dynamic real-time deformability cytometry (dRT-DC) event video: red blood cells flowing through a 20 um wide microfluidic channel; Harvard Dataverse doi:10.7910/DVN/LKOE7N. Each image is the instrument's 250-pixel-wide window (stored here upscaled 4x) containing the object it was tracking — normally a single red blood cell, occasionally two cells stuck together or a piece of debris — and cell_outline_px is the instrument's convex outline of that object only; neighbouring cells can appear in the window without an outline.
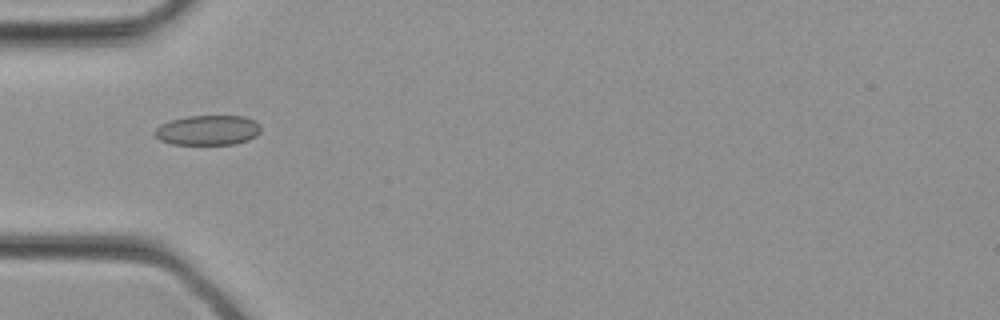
{"species": "common noctule bat (a hibernating species)", "species_latin": "Nyctalus noctula", "temperature_condition": "cold", "stored_images_in_passage": 27, "camera_frame_rate_fps": 3000, "um_per_image_px": 0.085, "animal": {"sex": "female", "body_mass_g": 21.9}, "frame": {"image": 1, "passage_image": 5, "time_ms": 1.333, "image_size_px": [1000, 320], "cell_outline_px": [[260, 132], [256, 136], [248, 140], [236, 144], [172, 144], [160, 140], [152, 132], [160, 124], [172, 120], [188, 116], [244, 116], [260, 124]], "centroid_in_image_um": [17.66, 11.07], "position_along_channel_um": 67.3, "area_um2": 18.5}}
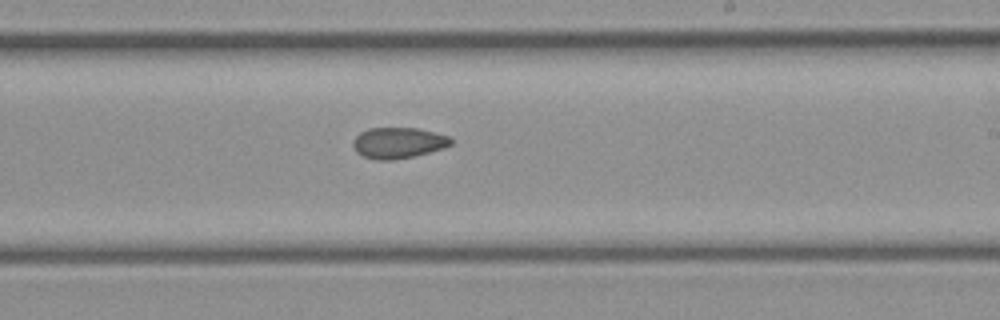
{"frame": {"image": 2, "passage_image": 14, "time_ms": 4.333, "image_size_px": [1000, 320], "cell_outline_px": [[452, 144], [444, 148], [416, 156], [392, 160], [376, 160], [364, 156], [356, 152], [352, 144], [352, 140], [360, 132], [368, 128], [416, 128], [452, 136]], "centroid_in_image_um": [33.86, 12.14], "position_along_channel_um": 255.1, "area_um2": 17.86}}
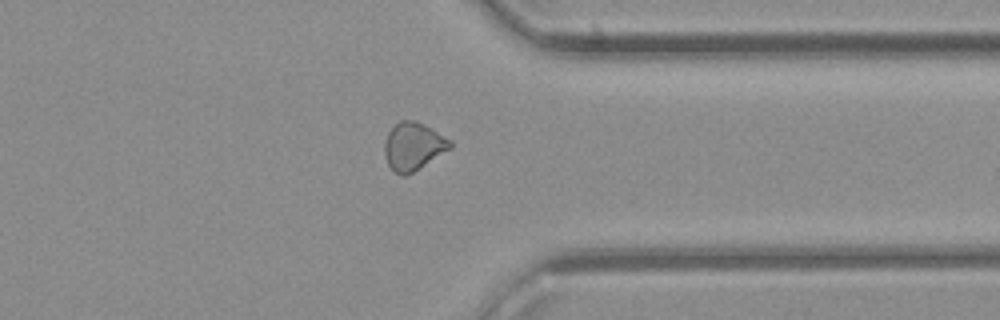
{"frame": {"image": 3, "passage_image": 20, "time_ms": 6.333, "image_size_px": [1000, 320], "cell_outline_px": [[452, 148], [420, 168], [404, 176], [396, 172], [388, 164], [384, 152], [384, 144], [388, 132], [400, 120], [416, 120], [432, 128], [452, 140]], "centroid_in_image_um": [35.16, 12.42], "position_along_channel_um": 376.2, "area_um2": 18.26}}